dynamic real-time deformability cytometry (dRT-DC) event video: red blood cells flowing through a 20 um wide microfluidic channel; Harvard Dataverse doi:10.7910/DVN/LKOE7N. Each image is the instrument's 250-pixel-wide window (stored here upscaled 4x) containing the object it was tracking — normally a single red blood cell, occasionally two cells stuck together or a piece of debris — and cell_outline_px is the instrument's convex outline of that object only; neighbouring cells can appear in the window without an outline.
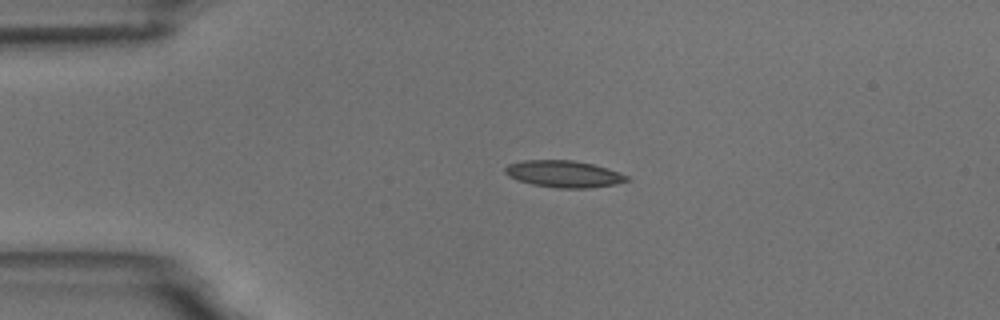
{"species": "common noctule bat (a hibernating species)", "species_latin": "Nyctalus noctula", "temperature_condition": "room temperature", "stored_images_in_passage": 3, "camera_frame_rate_fps": 3000, "um_per_image_px": 0.085, "animal": {"sex": "male", "body_mass_g": 18.8}, "frame": {"image": 1, "passage_image": 2, "time_ms": 2.0, "image_size_px": [1000, 320], "cell_outline_px": [[632, 180], [616, 184], [588, 188], [556, 188], [532, 184], [516, 180], [508, 176], [504, 172], [504, 168], [508, 164], [524, 160], [572, 160], [592, 164], [628, 176]], "centroid_in_image_um": [47.88, 14.79], "position_along_channel_um": 37.1, "area_um2": 18.96}}